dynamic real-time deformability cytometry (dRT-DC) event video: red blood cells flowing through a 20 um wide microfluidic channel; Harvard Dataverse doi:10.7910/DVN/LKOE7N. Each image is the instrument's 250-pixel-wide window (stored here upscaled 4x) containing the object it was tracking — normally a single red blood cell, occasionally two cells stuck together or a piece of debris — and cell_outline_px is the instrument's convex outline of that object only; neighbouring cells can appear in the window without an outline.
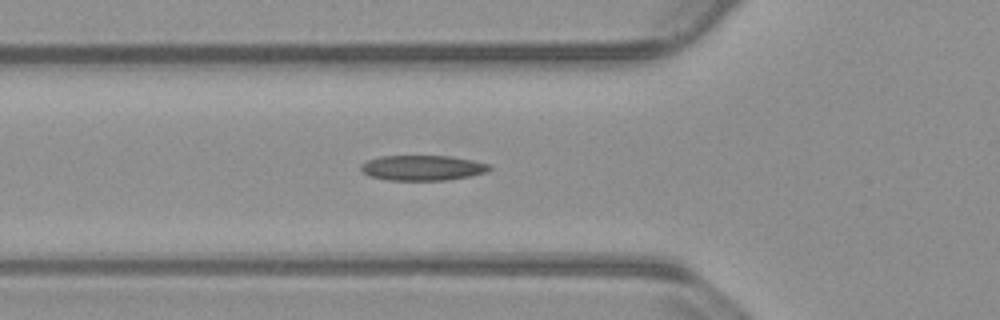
{"species": "common noctule bat (a hibernating species)", "species_latin": "Nyctalus noctula", "temperature_condition": "warm", "stored_images_in_passage": 33, "camera_frame_rate_fps": 3000, "um_per_image_px": 0.085, "animal": {"sex": "male", "body_mass_g": 23.1, "forearm_length_mm": 52.7}, "frame": {"image": 1, "passage_image": 2, "time_ms": 0.333, "image_size_px": [1000, 320], "cell_outline_px": [[492, 168], [488, 172], [468, 176], [444, 180], [388, 180], [368, 176], [360, 168], [360, 164], [368, 160], [380, 156], [452, 156], [472, 160], [488, 164]], "centroid_in_image_um": [35.9, 14.26], "position_along_channel_um": 89.9, "area_um2": 18.84}}
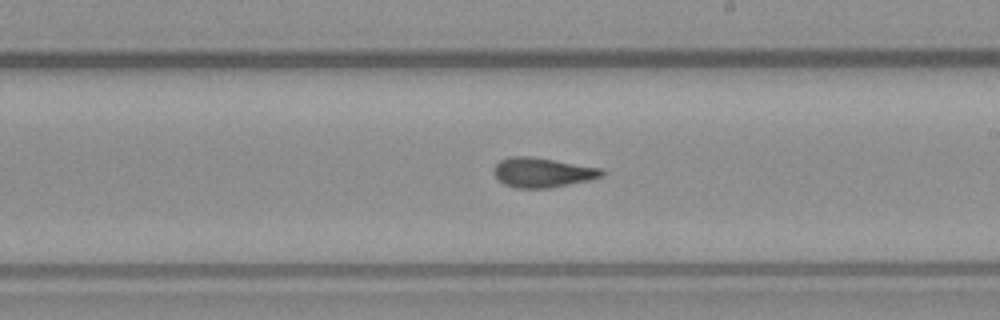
{"frame": {"image": 2, "passage_image": 14, "time_ms": 4.333, "image_size_px": [1000, 320], "cell_outline_px": [[604, 172], [600, 176], [588, 180], [548, 188], [516, 188], [504, 184], [492, 172], [492, 168], [500, 160], [512, 156], [532, 156], [604, 168]], "centroid_in_image_um": [46.08, 14.64], "position_along_channel_um": 242.9, "area_um2": 18.67}}
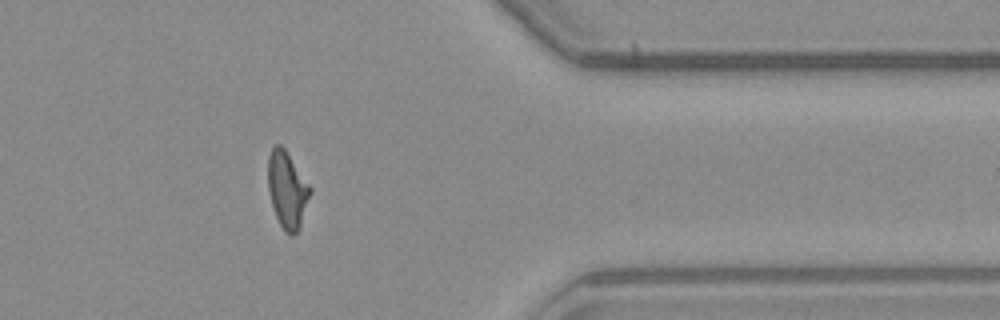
{"frame": {"image": 3, "passage_image": 27, "time_ms": 8.667, "image_size_px": [1000, 320], "cell_outline_px": [[312, 192], [300, 228], [292, 236], [284, 232], [276, 216], [272, 204], [268, 188], [268, 156], [272, 148], [276, 144], [280, 144], [284, 148], [312, 188]], "centroid_in_image_um": [24.43, 16.15], "position_along_channel_um": 387.0, "area_um2": 18.84}}